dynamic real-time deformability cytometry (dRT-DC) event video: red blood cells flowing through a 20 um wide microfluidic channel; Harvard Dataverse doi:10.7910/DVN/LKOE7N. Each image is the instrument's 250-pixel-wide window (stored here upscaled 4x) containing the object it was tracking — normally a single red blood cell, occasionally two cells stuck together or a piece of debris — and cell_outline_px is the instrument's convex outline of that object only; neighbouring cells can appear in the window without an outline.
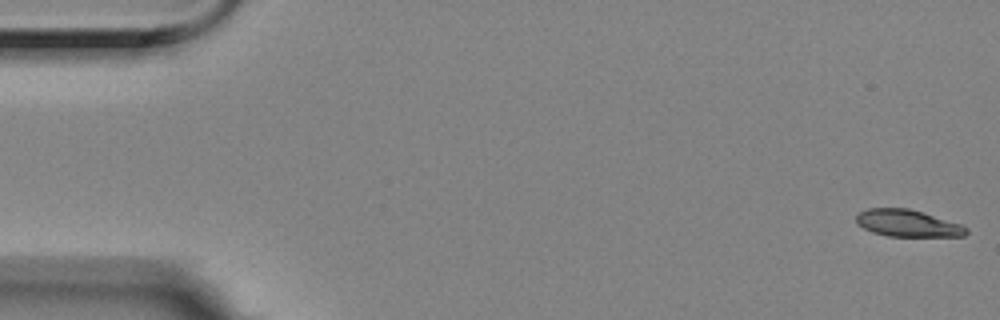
{"species": "Egyptian fruit bat (a non-hibernating species)", "species_latin": "Rousettus aegyptiacus", "temperature_condition": "room temperature", "stored_images_in_passage": 56, "camera_frame_rate_fps": 3000, "um_per_image_px": 0.085, "animal": {"sex": "female"}, "frame": {"image": 1, "passage_image": 1, "time_ms": 0.0, "image_size_px": [1000, 320], "cell_outline_px": [[968, 232], [964, 236], [888, 236], [872, 232], [856, 224], [856, 216], [860, 212], [868, 208], [908, 208], [960, 224], [968, 228]], "centroid_in_image_um": [77.12, 18.98], "position_along_channel_um": 7.9, "area_um2": 17.11}}
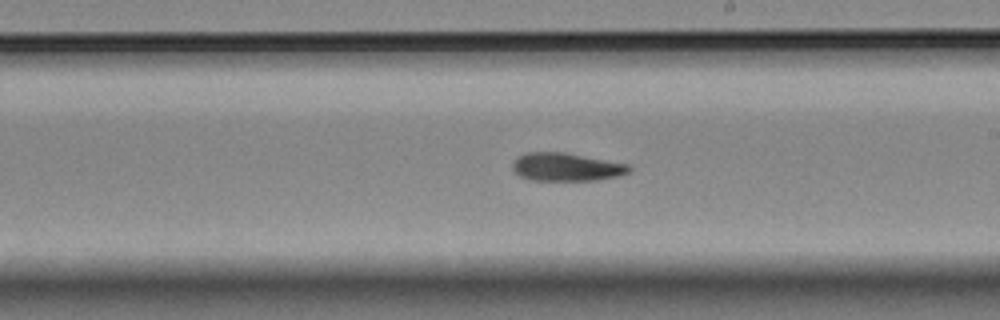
{"frame": {"image": 2, "passage_image": 32, "time_ms": 10.333, "image_size_px": [1000, 320], "cell_outline_px": [[632, 168], [628, 172], [616, 176], [596, 180], [532, 180], [520, 176], [512, 168], [512, 164], [524, 152], [564, 152], [628, 164]], "centroid_in_image_um": [48.12, 14.19], "position_along_channel_um": 240.9, "area_um2": 18.84}}
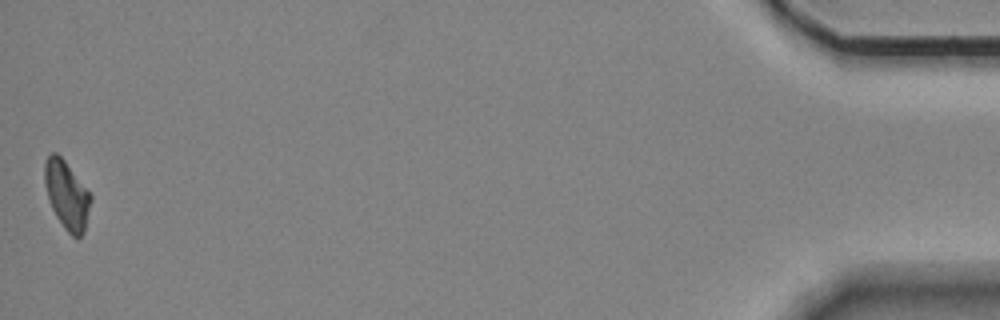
{"frame": {"image": 3, "passage_image": 56, "time_ms": 18.333, "image_size_px": [1000, 320], "cell_outline_px": [[92, 200], [84, 232], [80, 236], [72, 236], [64, 228], [56, 216], [52, 208], [44, 184], [44, 164], [48, 156], [52, 152], [56, 152], [64, 160], [92, 196]], "centroid_in_image_um": [5.67, 16.57], "position_along_channel_um": 429.5, "area_um2": 18.09}, "authors_computed_cell_mechanics": {"area_um2": 18.6694, "velocity_mm_per_s": 3.5209, "shape_relaxation_time_tau1_ms": 11.0337, "shape_relaxation_time_tau2_ms": 8.0824, "deformation_change_tau1": 0.235, "deformation_change_tau2": 0.1312}}